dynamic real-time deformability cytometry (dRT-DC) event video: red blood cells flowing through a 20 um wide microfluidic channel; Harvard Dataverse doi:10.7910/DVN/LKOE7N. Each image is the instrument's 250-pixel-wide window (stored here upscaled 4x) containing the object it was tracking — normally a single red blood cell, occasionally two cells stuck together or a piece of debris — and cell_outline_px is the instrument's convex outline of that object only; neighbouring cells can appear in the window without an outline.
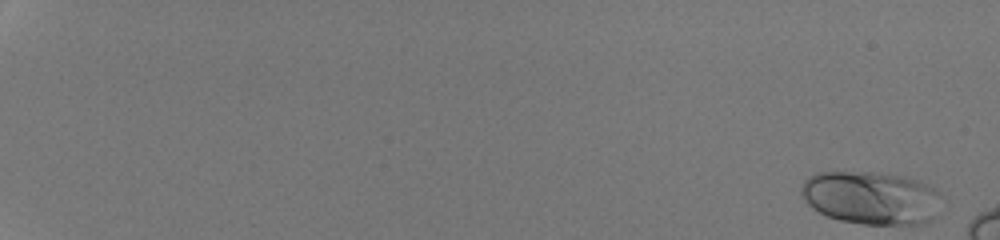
{"species": "human", "species_latin": "Homo sapiens", "temperature_condition": "room temperature", "stored_images_in_passage": 19, "camera_frame_rate_fps": 3000, "um_per_image_px": 0.085, "donor": {"sex": "male"}, "frame": {"image": 1, "passage_image": 1, "time_ms": 0.0, "image_size_px": [1000, 240], "cell_outline_px": [[936, 192], [932, 220], [924, 224], [864, 224], [840, 220], [824, 216], [812, 208], [804, 200], [800, 192], [800, 188], [804, 180], [808, 176], [816, 172], [872, 172], [904, 176], [928, 184], [936, 188]], "centroid_in_image_um": [73.93, 16.8], "position_along_channel_um": 11.1, "area_um2": 43.12}}